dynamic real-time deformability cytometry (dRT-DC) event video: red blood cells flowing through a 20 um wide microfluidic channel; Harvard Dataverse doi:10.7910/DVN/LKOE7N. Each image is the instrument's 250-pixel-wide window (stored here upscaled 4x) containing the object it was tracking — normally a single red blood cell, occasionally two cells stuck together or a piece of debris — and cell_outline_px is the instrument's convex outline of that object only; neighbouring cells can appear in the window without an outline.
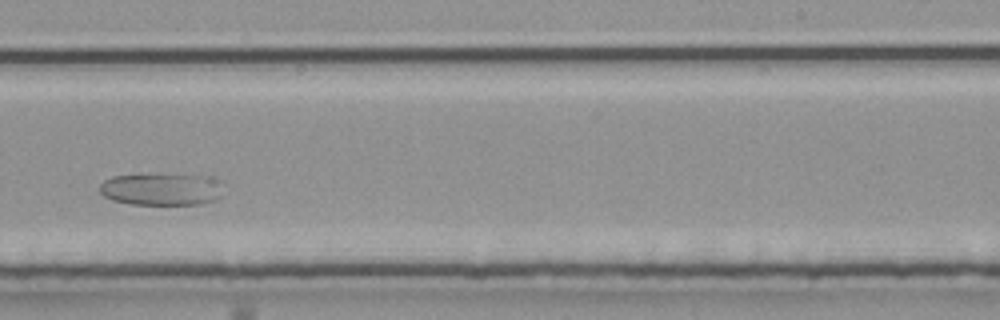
{"species": "common noctule bat (a hibernating species)", "species_latin": "Nyctalus noctula", "temperature_condition": "room temperature", "stored_images_in_passage": 38, "camera_frame_rate_fps": 3000, "um_per_image_px": 0.085, "animal": {"sex": "male", "body_mass_g": 20.4}, "frame": {"image": 1, "passage_image": 22, "time_ms": 7.0, "image_size_px": [1000, 320], "cell_outline_px": [[220, 196], [216, 200], [204, 204], [132, 204], [112, 200], [104, 196], [100, 192], [100, 184], [104, 180], [112, 176], [212, 176], [220, 180]], "centroid_in_image_um": [13.74, 16.12], "position_along_channel_um": 275.3, "area_um2": 22.6}}
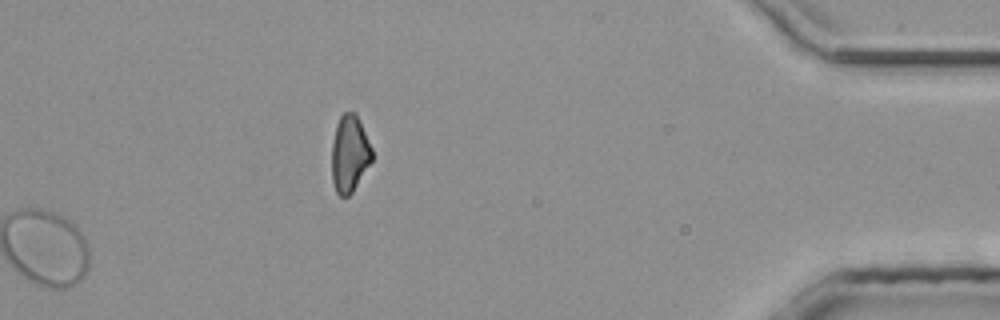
{"frame": {"image": 2, "passage_image": 38, "time_ms": 12.333, "image_size_px": [1000, 320], "cell_outline_px": [[372, 160], [352, 192], [348, 196], [340, 196], [336, 192], [332, 180], [332, 140], [336, 124], [340, 116], [344, 112], [356, 112], [372, 148]], "centroid_in_image_um": [29.7, 13.04], "position_along_channel_um": 405.5, "area_um2": 18.03}}